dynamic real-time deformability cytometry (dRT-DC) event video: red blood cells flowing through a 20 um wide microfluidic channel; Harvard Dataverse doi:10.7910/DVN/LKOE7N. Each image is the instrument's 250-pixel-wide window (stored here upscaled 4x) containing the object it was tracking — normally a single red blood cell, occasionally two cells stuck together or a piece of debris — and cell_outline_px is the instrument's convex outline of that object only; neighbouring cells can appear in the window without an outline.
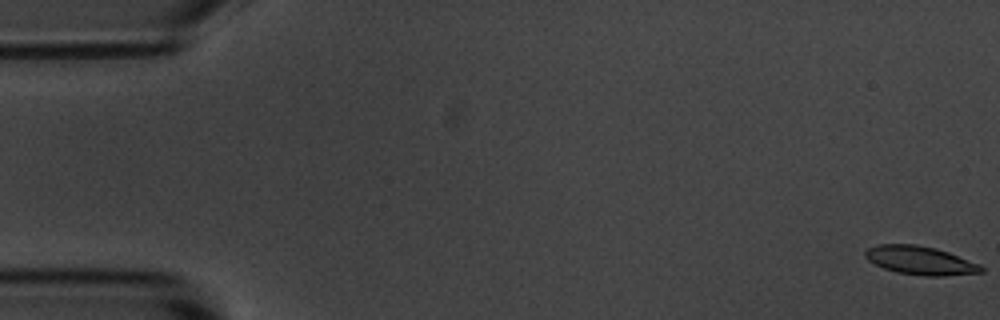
{"species": "common noctule bat (a hibernating species)", "species_latin": "Nyctalus noctula", "temperature_condition": "room temperature", "stored_images_in_passage": 8, "camera_frame_rate_fps": 3000, "um_per_image_px": 0.085, "animal": {"sex": "male", "body_mass_g": 20.1, "forearm_length_mm": 53.5}, "frame": {"image": 1, "passage_image": 1, "time_ms": 0.0, "image_size_px": [1000, 320], "cell_outline_px": [[984, 272], [944, 276], [924, 276], [896, 272], [884, 268], [868, 260], [864, 256], [864, 252], [868, 248], [880, 244], [916, 244], [936, 248], [948, 252], [980, 264], [984, 268]], "centroid_in_image_um": [78.23, 22.14], "position_along_channel_um": 6.8, "area_um2": 19.31}}
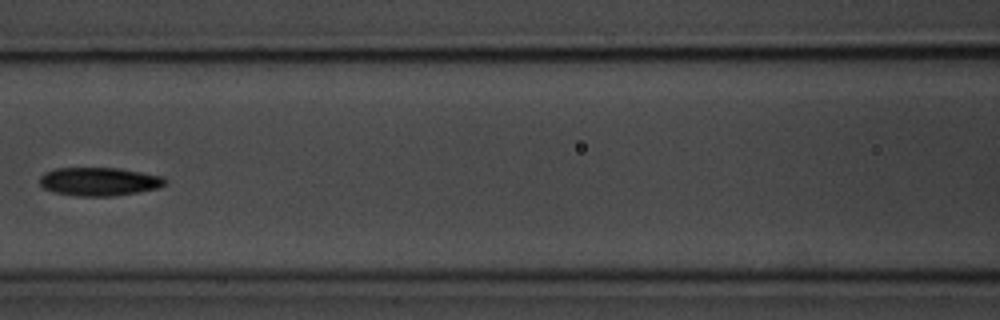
{"frame": {"image": 2, "passage_image": 7, "time_ms": 8.0, "image_size_px": [1000, 320], "cell_outline_px": [[168, 184], [156, 188], [116, 196], [76, 196], [56, 192], [44, 188], [40, 184], [40, 176], [44, 172], [56, 168], [116, 168], [164, 176], [168, 180]], "centroid_in_image_um": [8.45, 15.43], "position_along_channel_um": 158.2, "area_um2": 20.75}}
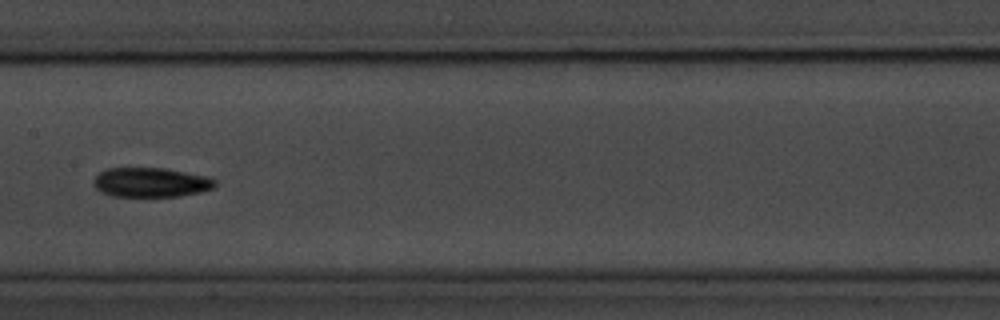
{"frame": {"image": 3, "passage_image": 8, "time_ms": 9.0, "image_size_px": [1000, 320], "cell_outline_px": [[216, 184], [212, 188], [200, 192], [180, 196], [112, 196], [100, 192], [92, 184], [92, 180], [104, 168], [164, 168], [204, 176], [216, 180]], "centroid_in_image_um": [12.76, 15.5], "position_along_channel_um": 194.6, "area_um2": 20.81}}